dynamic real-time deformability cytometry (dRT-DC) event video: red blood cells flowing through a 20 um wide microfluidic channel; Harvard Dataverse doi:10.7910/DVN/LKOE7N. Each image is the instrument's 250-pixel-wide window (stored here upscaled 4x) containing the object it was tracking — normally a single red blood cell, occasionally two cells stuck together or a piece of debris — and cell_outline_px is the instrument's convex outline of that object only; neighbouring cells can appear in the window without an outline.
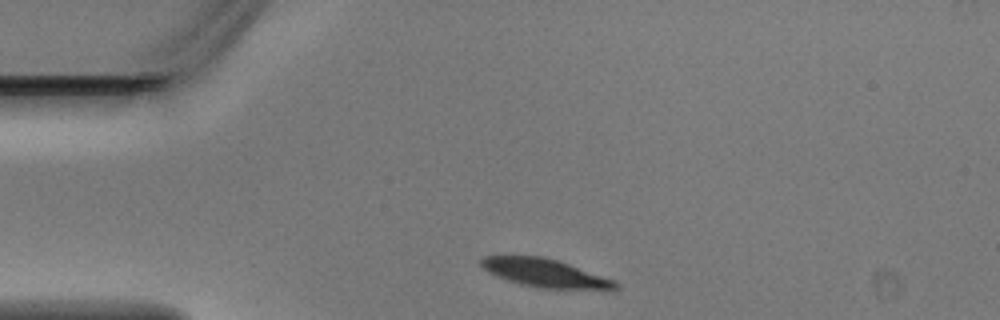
{"species": "Egyptian fruit bat (a non-hibernating species)", "species_latin": "Rousettus aegyptiacus", "temperature_condition": "warm", "stored_images_in_passage": 2, "camera_frame_rate_fps": 3000, "um_per_image_px": 0.085, "animal": {"sex": "male"}, "frame": {"image": 1, "passage_image": 1, "time_ms": 0.0, "image_size_px": [1000, 320], "cell_outline_px": [[620, 288], [536, 288], [520, 284], [496, 276], [488, 272], [480, 264], [480, 260], [484, 256], [544, 256], [616, 280], [620, 284]], "centroid_in_image_um": [46.28, 23.2], "position_along_channel_um": 38.7, "area_um2": 21.73}}